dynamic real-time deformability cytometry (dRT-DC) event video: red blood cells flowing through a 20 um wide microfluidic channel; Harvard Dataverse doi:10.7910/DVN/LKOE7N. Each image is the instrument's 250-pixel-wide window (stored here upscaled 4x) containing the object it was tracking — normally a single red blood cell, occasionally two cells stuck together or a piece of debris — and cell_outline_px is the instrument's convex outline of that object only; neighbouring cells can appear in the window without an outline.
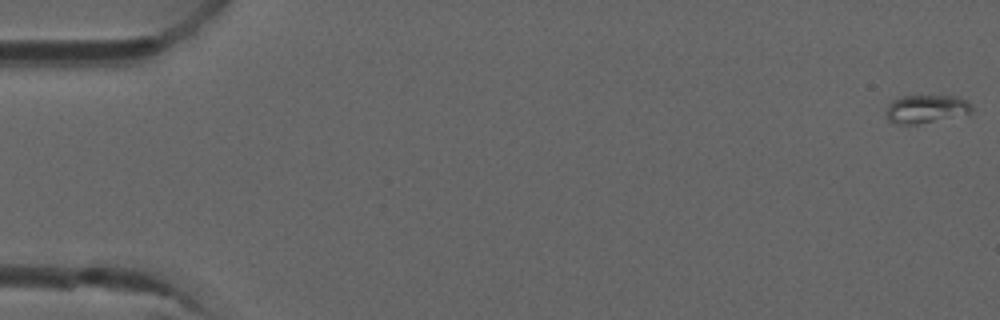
{"species": "common noctule bat (a hibernating species)", "species_latin": "Nyctalus noctula", "temperature_condition": "room temperature", "stored_images_in_passage": 53, "camera_frame_rate_fps": 3000, "um_per_image_px": 0.085, "animal": {"sex": "male", "forearm_length_mm": 52.5}, "frame": {"image": 1, "passage_image": 1, "time_ms": 0.0, "image_size_px": [1000, 320], "cell_outline_px": [[972, 112], [916, 124], [900, 124], [888, 120], [884, 112], [888, 104], [896, 96], [960, 96], [968, 100], [972, 104]], "centroid_in_image_um": [78.68, 9.23], "position_along_channel_um": 6.3, "area_um2": 14.1}}
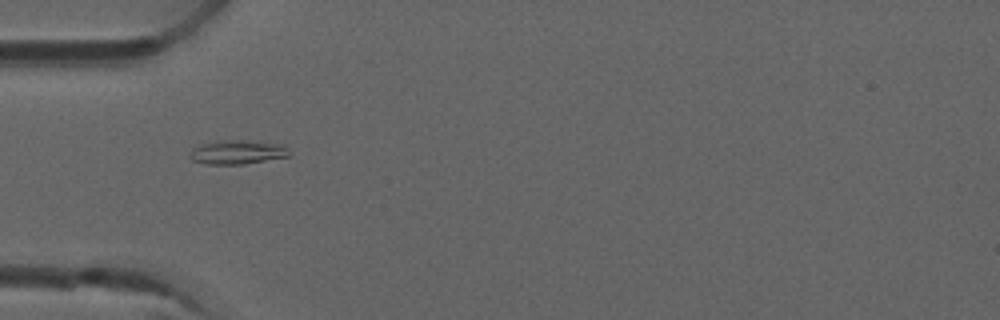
{"frame": {"image": 2, "passage_image": 17, "time_ms": 5.333, "image_size_px": [1000, 320], "cell_outline_px": [[292, 152], [288, 156], [244, 164], [208, 164], [192, 160], [188, 156], [192, 148], [200, 144], [216, 140], [244, 140], [284, 144]], "centroid_in_image_um": [20.17, 12.92], "position_along_channel_um": 64.8, "area_um2": 14.1}}